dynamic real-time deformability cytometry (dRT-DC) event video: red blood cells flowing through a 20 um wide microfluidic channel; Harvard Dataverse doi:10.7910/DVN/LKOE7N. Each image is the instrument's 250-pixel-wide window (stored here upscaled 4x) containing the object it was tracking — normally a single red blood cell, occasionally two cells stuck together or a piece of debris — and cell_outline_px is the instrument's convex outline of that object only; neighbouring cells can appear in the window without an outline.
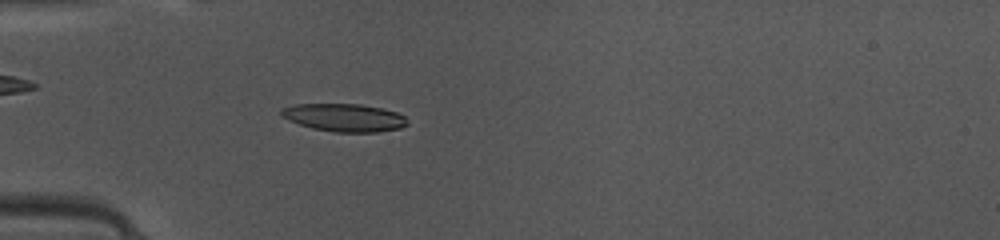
{"species": "common noctule bat (a hibernating species)", "species_latin": "Nyctalus noctula", "temperature_condition": "warm", "stored_images_in_passage": 36, "camera_frame_rate_fps": 3000, "um_per_image_px": 0.085, "animal": {"sex": "female", "body_mass_g": 10.0, "forearm_length_mm": 53.1}, "frame": {"image": 1, "passage_image": 2, "time_ms": 0.333, "image_size_px": [1000, 240], "cell_outline_px": [[408, 124], [400, 128], [376, 132], [336, 132], [312, 128], [288, 120], [280, 116], [280, 108], [296, 104], [360, 104], [380, 108], [396, 112], [404, 116], [408, 120]], "centroid_in_image_um": [29.24, 9.99], "position_along_channel_um": 55.8, "area_um2": 20.46}}
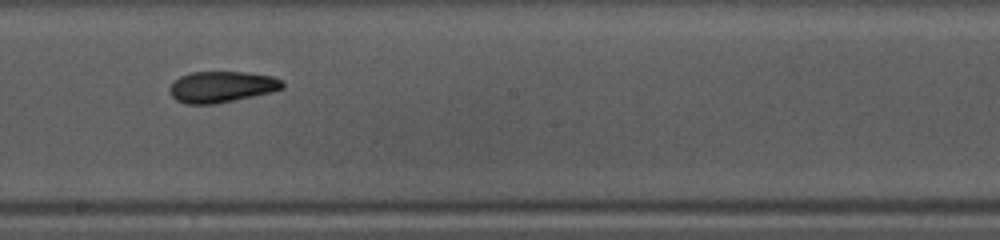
{"frame": {"image": 2, "passage_image": 15, "time_ms": 4.667, "image_size_px": [1000, 240], "cell_outline_px": [[284, 88], [272, 92], [216, 104], [184, 104], [176, 100], [172, 96], [168, 88], [172, 80], [188, 72], [248, 72], [272, 76], [280, 80], [284, 84]], "centroid_in_image_um": [18.8, 7.38], "position_along_channel_um": 229.4, "area_um2": 20.75}}
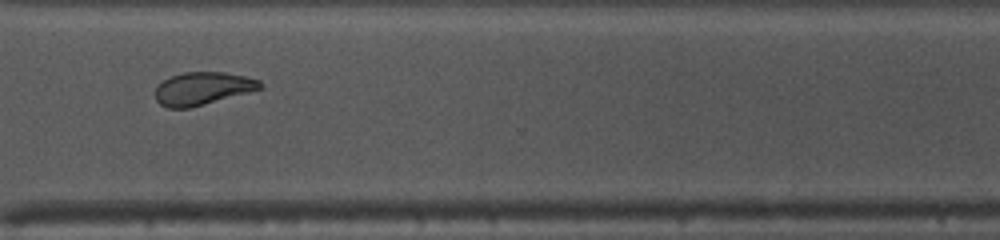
{"frame": {"image": 3, "passage_image": 24, "time_ms": 7.667, "image_size_px": [1000, 240], "cell_outline_px": [[264, 88], [188, 108], [168, 108], [160, 104], [156, 100], [156, 88], [164, 80], [172, 76], [184, 72], [224, 72], [244, 76], [260, 80], [264, 84]], "centroid_in_image_um": [17.25, 7.51], "position_along_channel_um": 353.4, "area_um2": 19.83}, "authors_computed_cell_mechanics": {"area_um2": 20.2878, "velocity_mm_per_s": 4.1529, "shape_relaxation_time_tau1_ms": 3.4507, "shape_relaxation_time_tau2_ms": 2.9523, "deformation_change_tau1": 0.1594, "deformation_change_tau2": 0.0745}}